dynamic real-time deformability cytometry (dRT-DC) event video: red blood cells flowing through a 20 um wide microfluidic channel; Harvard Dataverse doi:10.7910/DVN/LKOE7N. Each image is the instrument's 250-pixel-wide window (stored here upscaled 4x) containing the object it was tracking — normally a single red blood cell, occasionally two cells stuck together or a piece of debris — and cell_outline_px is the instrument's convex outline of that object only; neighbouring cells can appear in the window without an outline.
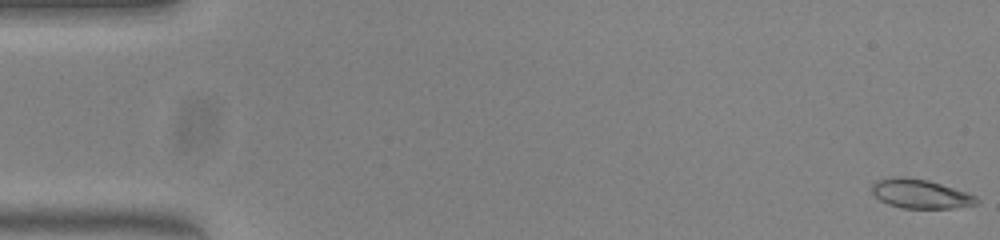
{"species": "common noctule bat (a hibernating species)", "species_latin": "Nyctalus noctula", "temperature_condition": "warm", "stored_images_in_passage": 52, "camera_frame_rate_fps": 3000, "um_per_image_px": 0.085, "animal": {"sex": "female", "body_mass_g": 23.0, "forearm_length_mm": 53.4}, "frame": {"image": 1, "passage_image": 1, "time_ms": 0.0, "image_size_px": [1000, 240], "cell_outline_px": [[980, 204], [952, 208], [904, 208], [888, 204], [880, 200], [872, 192], [872, 184], [876, 180], [900, 176], [904, 176], [928, 180], [976, 196], [980, 200]], "centroid_in_image_um": [78.23, 16.48], "position_along_channel_um": 6.8, "area_um2": 17.63}}
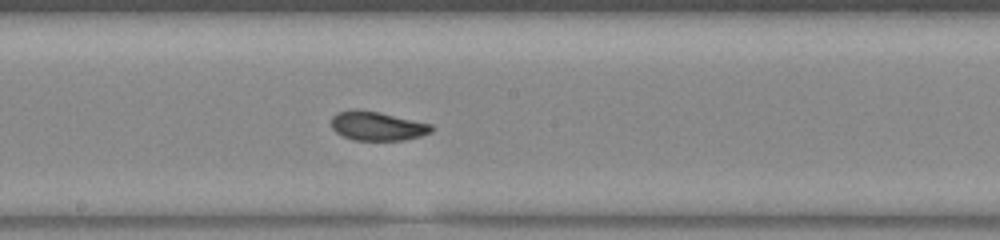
{"frame": {"image": 2, "passage_image": 28, "time_ms": 9.0, "image_size_px": [1000, 240], "cell_outline_px": [[436, 128], [432, 132], [420, 136], [404, 140], [352, 140], [336, 132], [332, 128], [332, 116], [336, 112], [356, 108], [380, 112], [432, 124]], "centroid_in_image_um": [32.08, 10.7], "position_along_channel_um": 216.1, "area_um2": 17.17}}
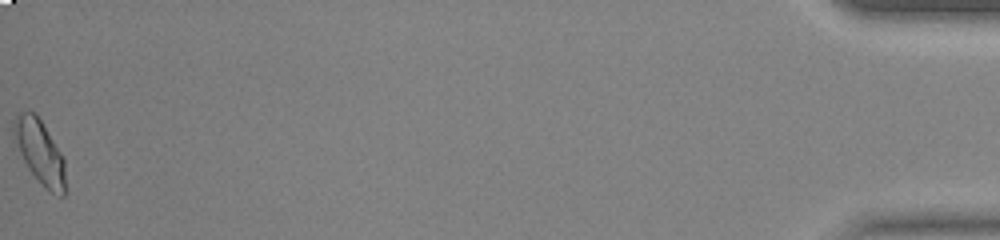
{"frame": {"image": 3, "passage_image": 52, "time_ms": 17.0, "image_size_px": [1000, 240], "cell_outline_px": [[64, 196], [60, 196], [44, 188], [28, 168], [20, 152], [12, 128], [16, 116], [20, 112], [36, 112], [64, 156]], "centroid_in_image_um": [3.4, 12.89], "position_along_channel_um": 431.8, "area_um2": 18.9}, "authors_computed_cell_mechanics": {"area_um2": 17.2244, "velocity_mm_per_s": 3.9957, "shape_relaxation_time_tau1_ms": 6.0163, "shape_relaxation_time_tau2_ms": 0.6205, "deformation_change_tau1": 0.189, "deformation_change_tau2": 0.0403}}